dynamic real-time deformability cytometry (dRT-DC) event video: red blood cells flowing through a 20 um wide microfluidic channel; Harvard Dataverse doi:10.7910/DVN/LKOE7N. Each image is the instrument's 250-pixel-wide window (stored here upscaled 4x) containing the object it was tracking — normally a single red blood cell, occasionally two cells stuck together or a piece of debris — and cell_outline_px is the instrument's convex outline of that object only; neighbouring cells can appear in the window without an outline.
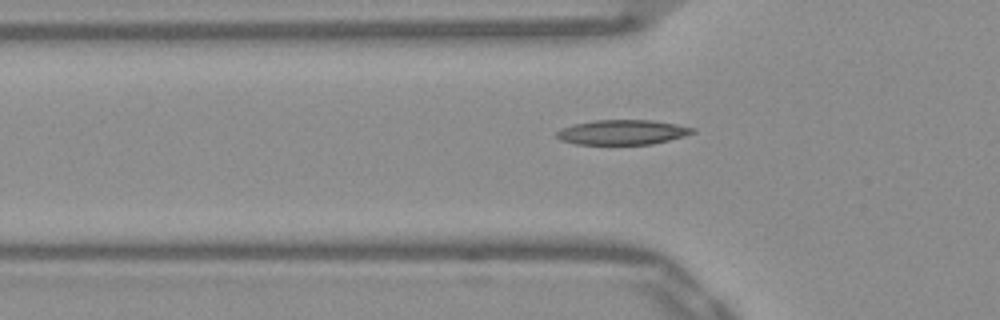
{"species": "Egyptian fruit bat (a non-hibernating species)", "species_latin": "Rousettus aegyptiacus", "temperature_condition": "warm", "stored_images_in_passage": 38, "camera_frame_rate_fps": 3000, "um_per_image_px": 0.085, "frame": {"image": 1, "passage_image": 6, "time_ms": 1.667, "image_size_px": [1000, 320], "cell_outline_px": [[696, 132], [684, 136], [652, 144], [576, 144], [560, 140], [556, 136], [556, 132], [560, 128], [592, 120], [652, 120], [676, 124], [696, 128]], "centroid_in_image_um": [52.91, 11.23], "position_along_channel_um": 72.9, "area_um2": 19.65}}
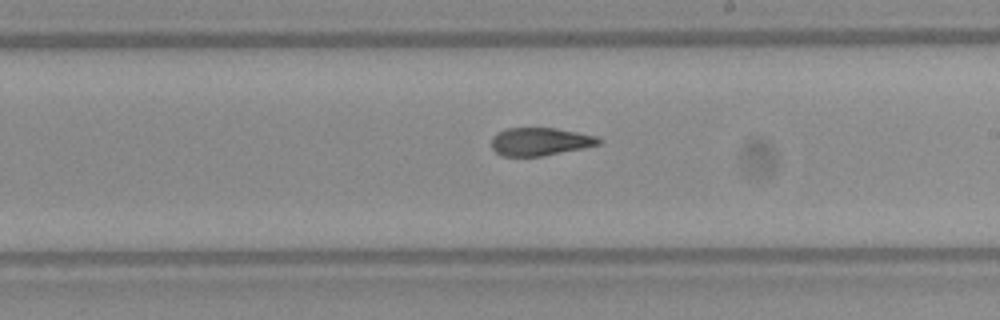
{"frame": {"image": 2, "passage_image": 19, "time_ms": 6.0, "image_size_px": [1000, 320], "cell_outline_px": [[604, 140], [600, 144], [540, 156], [500, 156], [492, 148], [492, 136], [508, 128], [556, 128], [596, 136]], "centroid_in_image_um": [45.89, 12.03], "position_along_channel_um": 243.1, "area_um2": 17.22}}
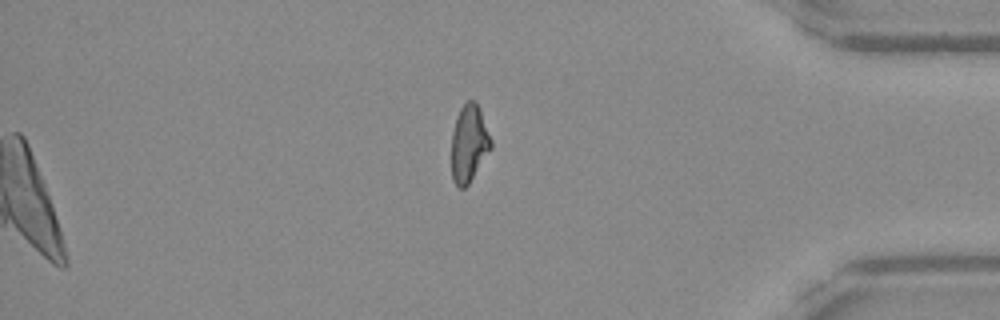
{"frame": {"image": 3, "passage_image": 33, "time_ms": 10.667, "image_size_px": [1000, 320], "cell_outline_px": [[492, 148], [468, 184], [464, 188], [460, 188], [452, 180], [452, 132], [456, 116], [460, 108], [468, 100], [476, 100], [492, 140]], "centroid_in_image_um": [39.87, 12.18], "position_along_channel_um": 395.3, "area_um2": 17.74}}